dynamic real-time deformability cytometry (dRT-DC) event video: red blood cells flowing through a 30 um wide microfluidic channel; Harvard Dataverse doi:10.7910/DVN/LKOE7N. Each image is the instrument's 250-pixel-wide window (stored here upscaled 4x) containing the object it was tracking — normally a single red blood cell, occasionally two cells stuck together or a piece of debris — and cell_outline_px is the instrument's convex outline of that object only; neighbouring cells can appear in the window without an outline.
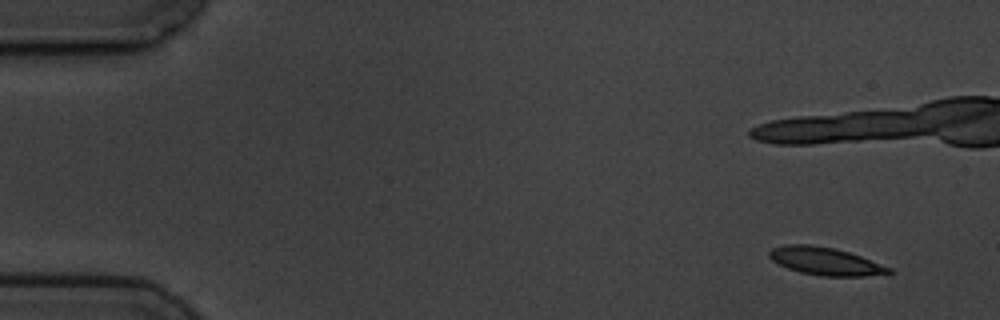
{"species": "common noctule bat (a hibernating species)", "species_latin": "Nyctalus noctula", "temperature_condition": "cold", "stored_images_in_passage": 8, "camera_frame_rate_fps": 3000, "um_per_image_px": 0.085, "animal": {"sex": "male", "body_mass_g": 19.5, "forearm_length_mm": 54.6}, "frame": {"image": 1, "passage_image": 1, "time_ms": 0.0, "image_size_px": [1000, 320], "cell_outline_px": [[896, 272], [888, 276], [820, 276], [800, 272], [788, 268], [772, 260], [768, 256], [768, 252], [772, 248], [784, 244], [812, 244], [832, 248], [848, 252], [860, 256], [892, 268]], "centroid_in_image_um": [70.23, 22.22], "position_along_channel_um": 14.8, "area_um2": 19.65}}